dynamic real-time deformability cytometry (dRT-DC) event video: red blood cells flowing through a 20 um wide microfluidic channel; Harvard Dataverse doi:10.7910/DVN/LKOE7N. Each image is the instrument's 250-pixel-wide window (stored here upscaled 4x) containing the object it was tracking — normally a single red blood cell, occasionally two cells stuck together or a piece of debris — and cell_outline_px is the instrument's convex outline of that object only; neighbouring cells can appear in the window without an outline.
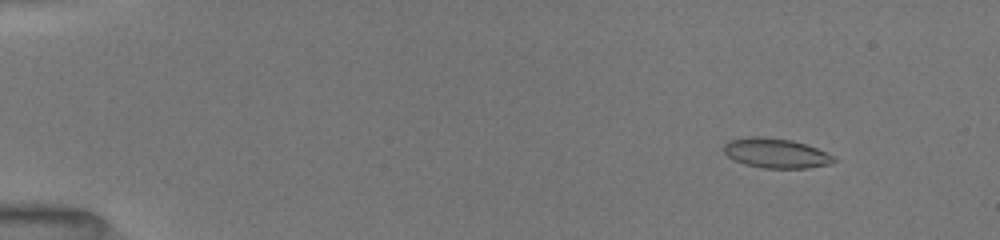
{"species": "common noctule bat (a hibernating species)", "species_latin": "Nyctalus noctula", "temperature_condition": "room temperature", "stored_images_in_passage": 52, "camera_frame_rate_fps": 3000, "um_per_image_px": 0.085, "animal": {"sex": "female", "body_mass_g": 19.5, "forearm_length_mm": 54.1}, "frame": {"image": 1, "passage_image": 6, "time_ms": 1.667, "image_size_px": [1000, 240], "cell_outline_px": [[836, 160], [828, 164], [808, 168], [760, 168], [744, 164], [728, 156], [724, 152], [724, 144], [728, 140], [752, 136], [764, 136], [792, 140], [816, 148], [836, 156]], "centroid_in_image_um": [65.94, 13.01], "position_along_channel_um": 19.1, "area_um2": 19.07}}
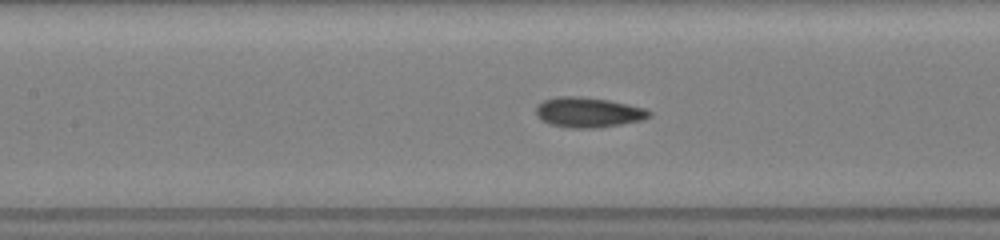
{"frame": {"image": 2, "passage_image": 25, "time_ms": 8.0, "image_size_px": [1000, 240], "cell_outline_px": [[652, 116], [640, 120], [620, 124], [596, 128], [568, 128], [548, 124], [540, 120], [536, 116], [536, 104], [544, 100], [556, 96], [580, 96], [608, 100], [628, 104], [644, 108], [652, 112]], "centroid_in_image_um": [49.95, 9.55], "position_along_channel_um": 157.5, "area_um2": 20.06}}
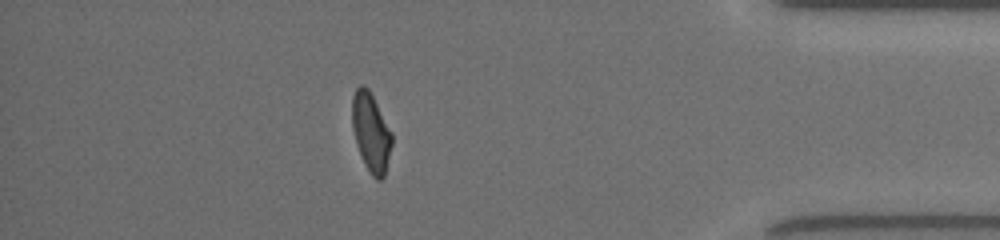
{"frame": {"image": 3, "passage_image": 46, "time_ms": 15.0, "image_size_px": [1000, 240], "cell_outline_px": [[392, 144], [384, 176], [380, 180], [376, 180], [368, 172], [364, 164], [352, 128], [352, 96], [356, 88], [360, 84], [364, 84], [368, 88], [392, 132]], "centroid_in_image_um": [31.53, 11.24], "position_along_channel_um": 403.7, "area_um2": 18.15}, "authors_computed_cell_mechanics": {"area_um2": 18.9873, "velocity_mm_per_s": 4.0121, "shape_relaxation_time_tau1_ms": 4.2373, "shape_relaxation_time_tau2_ms": 1.3127, "deformation_change_tau1": 0.1263, "deformation_change_tau2": 0.0629}}